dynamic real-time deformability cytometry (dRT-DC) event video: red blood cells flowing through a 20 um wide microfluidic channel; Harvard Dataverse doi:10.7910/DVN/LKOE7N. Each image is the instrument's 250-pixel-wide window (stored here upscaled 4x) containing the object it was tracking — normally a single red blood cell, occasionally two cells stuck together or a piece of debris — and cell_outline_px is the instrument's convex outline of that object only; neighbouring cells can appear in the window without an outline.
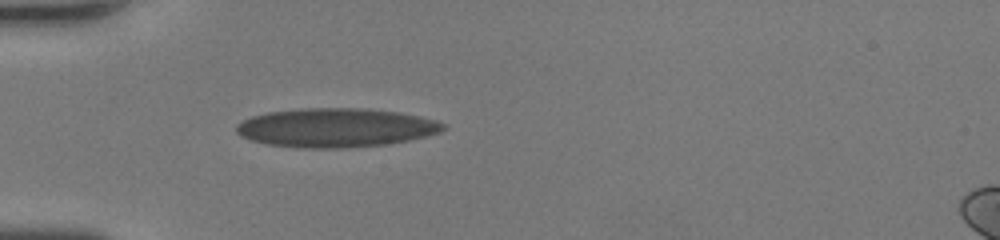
{"species": "human", "species_latin": "Homo sapiens", "temperature_condition": "room temperature", "stored_images_in_passage": 34, "camera_frame_rate_fps": 3000, "um_per_image_px": 0.085, "donor": {"sex": "female"}, "frame": {"image": 1, "passage_image": 1, "time_ms": 0.0, "image_size_px": [1000, 240], "cell_outline_px": [[448, 128], [440, 132], [428, 136], [408, 140], [384, 144], [348, 148], [296, 148], [264, 144], [240, 136], [236, 132], [236, 124], [252, 116], [268, 112], [300, 108], [368, 108], [400, 112], [420, 116], [436, 120], [444, 124]], "centroid_in_image_um": [28.54, 10.85], "position_along_channel_um": 56.5, "area_um2": 47.4}}
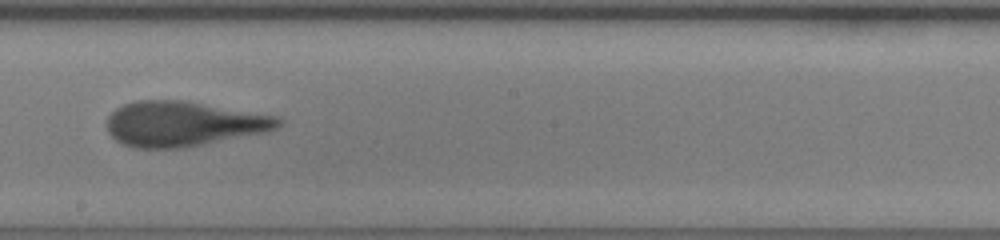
{"frame": {"image": 2, "passage_image": 14, "time_ms": 4.333, "image_size_px": [1000, 240], "cell_outline_px": [[284, 120], [276, 128], [264, 132], [204, 144], [180, 148], [132, 148], [116, 140], [108, 132], [108, 116], [116, 108], [124, 104], [140, 100], [180, 100], [276, 116]], "centroid_in_image_um": [15.54, 10.53], "position_along_channel_um": 232.7, "area_um2": 44.39}}
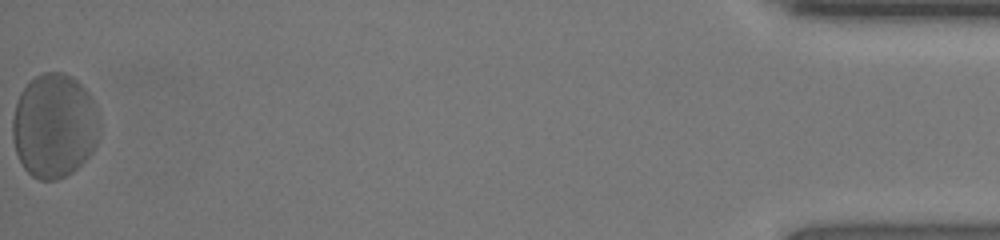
{"frame": {"image": 3, "passage_image": 34, "time_ms": 11.0, "image_size_px": [1000, 240], "cell_outline_px": [[100, 132], [96, 144], [92, 152], [72, 172], [56, 180], [40, 180], [32, 176], [24, 168], [16, 152], [12, 140], [12, 120], [16, 104], [20, 92], [36, 76], [44, 72], [64, 72], [72, 76], [88, 92], [96, 104], [100, 112]], "centroid_in_image_um": [4.63, 10.68], "position_along_channel_um": 430.6, "area_um2": 53.29}, "authors_computed_cell_mechanics": {"area_um2": 45.6331, "velocity_mm_per_s": 4.3629, "shape_relaxation_time_tau1_ms": 4.9664, "shape_relaxation_time_tau2_ms": null, "deformation_change_tau1": 0.2093, "deformation_change_tau2": null}}